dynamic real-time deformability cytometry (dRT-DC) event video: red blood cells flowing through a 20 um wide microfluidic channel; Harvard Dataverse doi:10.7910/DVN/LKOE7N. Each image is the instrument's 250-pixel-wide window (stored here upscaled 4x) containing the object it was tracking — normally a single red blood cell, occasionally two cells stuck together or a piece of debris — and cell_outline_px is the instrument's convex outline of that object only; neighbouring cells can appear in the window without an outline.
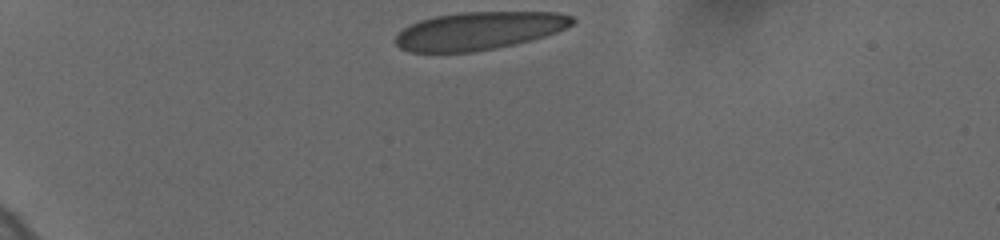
{"species": "human", "species_latin": "Homo sapiens", "temperature_condition": "cold", "stored_images_in_passage": 86, "camera_frame_rate_fps": 3000, "um_per_image_px": 0.085, "donor": {"sex": "female"}, "frame": {"image": 1, "passage_image": 1, "time_ms": 0.0, "image_size_px": [1000, 240], "cell_outline_px": [[576, 20], [572, 24], [556, 32], [532, 40], [516, 44], [496, 48], [472, 52], [408, 52], [400, 48], [396, 44], [396, 36], [404, 28], [420, 20], [432, 16], [460, 12], [556, 12], [572, 16]], "centroid_in_image_um": [40.71, 2.61], "position_along_channel_um": 44.3, "area_um2": 39.07}}
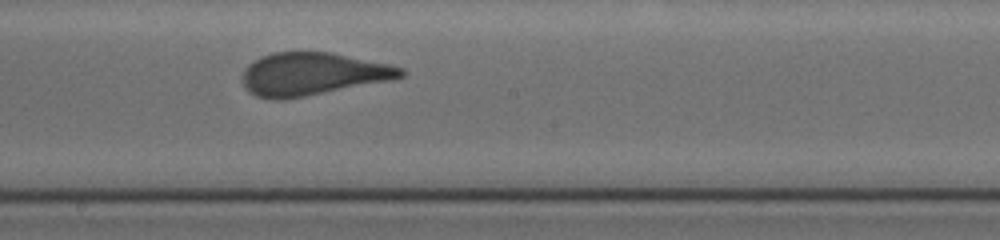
{"frame": {"image": 2, "passage_image": 49, "time_ms": 6.333, "image_size_px": [1000, 240], "cell_outline_px": [[408, 72], [404, 76], [392, 80], [284, 100], [272, 100], [256, 96], [248, 92], [244, 84], [244, 68], [248, 64], [260, 56], [272, 52], [332, 52], [388, 64], [404, 68]], "centroid_in_image_um": [26.57, 6.29], "position_along_channel_um": 221.6, "area_um2": 39.65}}
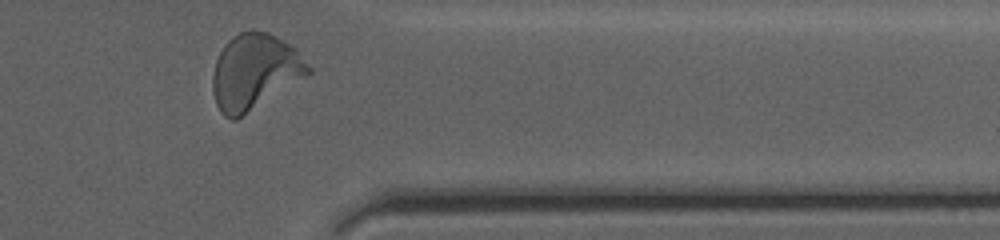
{"frame": {"image": 3, "passage_image": 85, "time_ms": 11.0, "image_size_px": [1000, 240], "cell_outline_px": [[312, 72], [308, 76], [236, 120], [232, 120], [224, 116], [220, 112], [216, 104], [212, 92], [212, 76], [216, 60], [224, 44], [232, 36], [240, 32], [252, 28], [268, 32], [292, 44], [296, 48], [312, 68]], "centroid_in_image_um": [21.66, 6.08], "position_along_channel_um": 389.7, "area_um2": 42.71}, "authors_computed_cell_mechanics": {"area_um2": 39.6508, "velocity_mm_per_s": 3.6865, "shape_relaxation_time_tau1_ms": 8.4223, "shape_relaxation_time_tau2_ms": null, "deformation_change_tau1": 0.2229, "deformation_change_tau2": null}}